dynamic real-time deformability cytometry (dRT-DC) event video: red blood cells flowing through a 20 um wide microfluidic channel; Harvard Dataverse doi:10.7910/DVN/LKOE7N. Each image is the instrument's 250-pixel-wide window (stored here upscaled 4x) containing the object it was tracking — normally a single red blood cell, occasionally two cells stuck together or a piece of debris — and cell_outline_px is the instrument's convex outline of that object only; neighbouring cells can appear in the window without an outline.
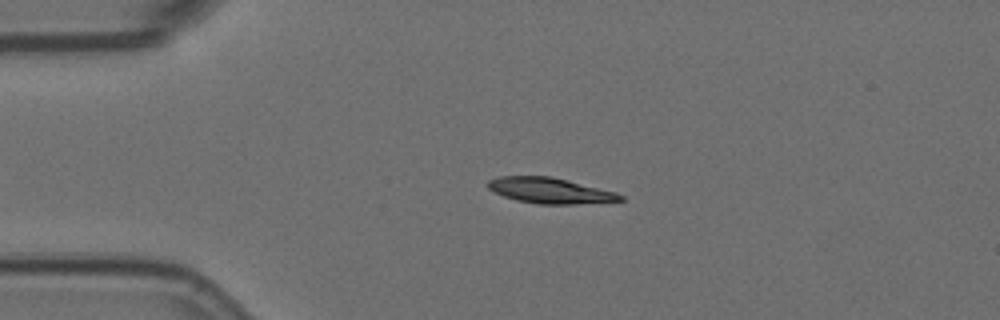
{"species": "Egyptian fruit bat (a non-hibernating species)", "species_latin": "Rousettus aegyptiacus", "temperature_condition": "room temperature", "stored_images_in_passage": 3, "camera_frame_rate_fps": 3000, "um_per_image_px": 0.085, "animal": {"sex": "female"}, "frame": {"image": 1, "passage_image": 3, "time_ms": 0.667, "image_size_px": [1000, 320], "cell_outline_px": [[624, 200], [576, 204], [536, 204], [516, 200], [504, 196], [488, 188], [484, 184], [488, 180], [496, 176], [552, 176], [616, 192], [624, 196]], "centroid_in_image_um": [46.71, 16.19], "position_along_channel_um": 38.3, "area_um2": 19.88}}